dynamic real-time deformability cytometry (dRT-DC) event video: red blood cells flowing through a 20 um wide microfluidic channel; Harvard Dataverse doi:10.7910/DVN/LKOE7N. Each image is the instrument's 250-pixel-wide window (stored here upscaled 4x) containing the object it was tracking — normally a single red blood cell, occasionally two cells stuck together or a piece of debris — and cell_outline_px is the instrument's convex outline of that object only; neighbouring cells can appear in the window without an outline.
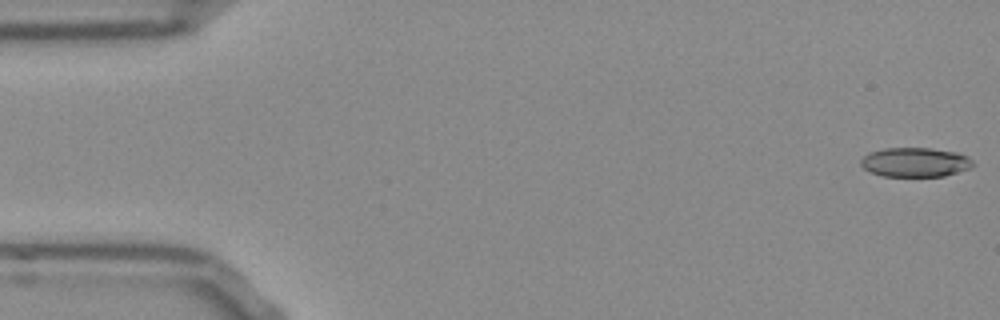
{"species": "Egyptian fruit bat (a non-hibernating species)", "species_latin": "Rousettus aegyptiacus", "temperature_condition": "room temperature", "stored_images_in_passage": 52, "camera_frame_rate_fps": 3000, "um_per_image_px": 0.085, "frame": {"image": 1, "passage_image": 1, "time_ms": 0.0, "image_size_px": [1000, 320], "cell_outline_px": [[972, 168], [944, 176], [884, 176], [872, 172], [864, 168], [860, 164], [860, 160], [868, 152], [884, 148], [928, 148], [956, 152], [968, 156], [972, 160]], "centroid_in_image_um": [77.79, 13.78], "position_along_channel_um": 7.2, "area_um2": 19.13}}
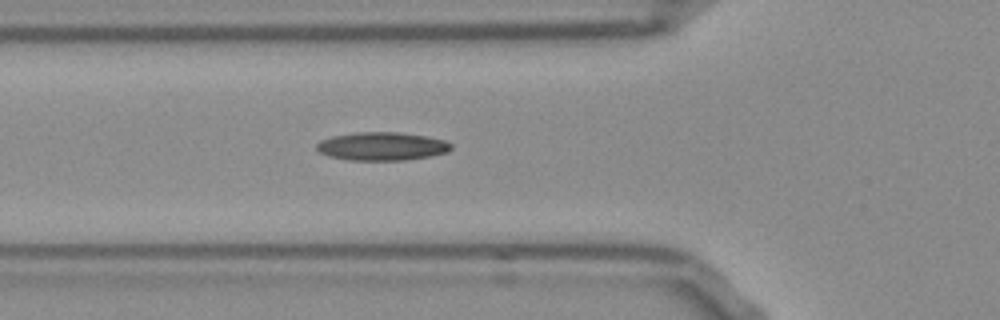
{"frame": {"image": 2, "passage_image": 18, "time_ms": 5.667, "image_size_px": [1000, 320], "cell_outline_px": [[452, 148], [448, 152], [432, 156], [404, 160], [348, 160], [328, 156], [320, 152], [316, 148], [316, 144], [320, 140], [332, 136], [356, 132], [400, 132], [428, 136], [444, 140], [452, 144]], "centroid_in_image_um": [32.48, 12.43], "position_along_channel_um": 93.3, "area_um2": 22.37}}
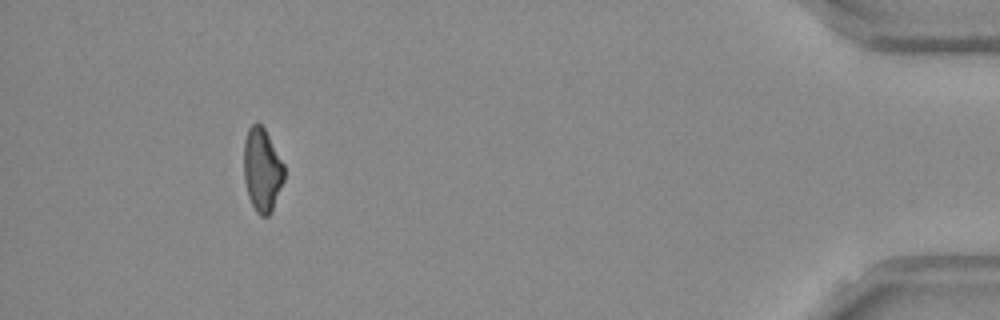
{"frame": {"image": 3, "passage_image": 48, "time_ms": 15.667, "image_size_px": [1000, 320], "cell_outline_px": [[284, 180], [272, 212], [268, 216], [260, 216], [256, 212], [248, 196], [244, 180], [244, 140], [248, 128], [256, 120], [264, 128], [284, 164]], "centroid_in_image_um": [22.27, 14.44], "position_along_channel_um": 412.9, "area_um2": 19.77}, "authors_computed_cell_mechanics": {"area_um2": 20.519, "velocity_mm_per_s": 3.8709, "shape_relaxation_time_tau1_ms": null, "shape_relaxation_time_tau2_ms": 7.9374, "deformation_change_tau1": null, "deformation_change_tau2": 0.1782}}